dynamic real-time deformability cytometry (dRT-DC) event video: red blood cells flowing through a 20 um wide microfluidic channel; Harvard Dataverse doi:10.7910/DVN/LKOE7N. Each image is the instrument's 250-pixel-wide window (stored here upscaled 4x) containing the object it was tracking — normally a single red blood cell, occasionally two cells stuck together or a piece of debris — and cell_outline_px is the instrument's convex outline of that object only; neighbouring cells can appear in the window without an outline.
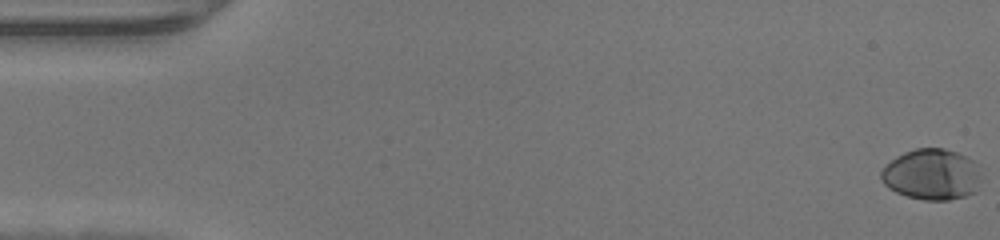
{"species": "human", "species_latin": "Homo sapiens", "temperature_condition": "warm", "stored_images_in_passage": 48, "camera_frame_rate_fps": 3000, "um_per_image_px": 0.085, "donor": {"sex": "male"}, "frame": {"image": 1, "passage_image": 1, "time_ms": 0.0, "image_size_px": [1000, 240], "cell_outline_px": [[980, 180], [976, 192], [964, 196], [948, 200], [924, 200], [908, 196], [896, 192], [888, 188], [884, 184], [880, 176], [880, 172], [896, 156], [904, 152], [916, 148], [944, 148], [956, 152], [980, 164]], "centroid_in_image_um": [79.22, 14.82], "position_along_channel_um": 5.8, "area_um2": 29.82}}
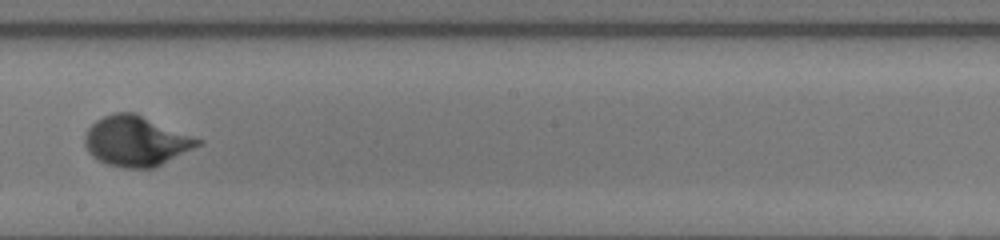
{"frame": {"image": 2, "passage_image": 28, "time_ms": 9.0, "image_size_px": [1000, 240], "cell_outline_px": [[204, 144], [156, 168], [120, 168], [96, 160], [88, 152], [84, 144], [84, 136], [88, 128], [96, 120], [112, 112], [132, 112], [204, 140]], "centroid_in_image_um": [11.58, 12.02], "position_along_channel_um": 236.6, "area_um2": 33.41}}
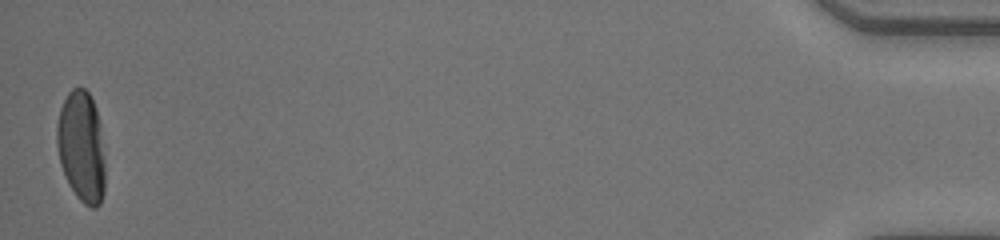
{"frame": {"image": 3, "passage_image": 48, "time_ms": 15.667, "image_size_px": [1000, 240], "cell_outline_px": [[104, 192], [100, 204], [96, 208], [92, 208], [84, 204], [76, 196], [68, 184], [60, 164], [56, 144], [56, 128], [60, 108], [68, 92], [72, 88], [84, 88], [88, 92], [96, 108], [100, 124], [104, 160]], "centroid_in_image_um": [6.91, 12.49], "position_along_channel_um": 428.3, "area_um2": 31.39}}